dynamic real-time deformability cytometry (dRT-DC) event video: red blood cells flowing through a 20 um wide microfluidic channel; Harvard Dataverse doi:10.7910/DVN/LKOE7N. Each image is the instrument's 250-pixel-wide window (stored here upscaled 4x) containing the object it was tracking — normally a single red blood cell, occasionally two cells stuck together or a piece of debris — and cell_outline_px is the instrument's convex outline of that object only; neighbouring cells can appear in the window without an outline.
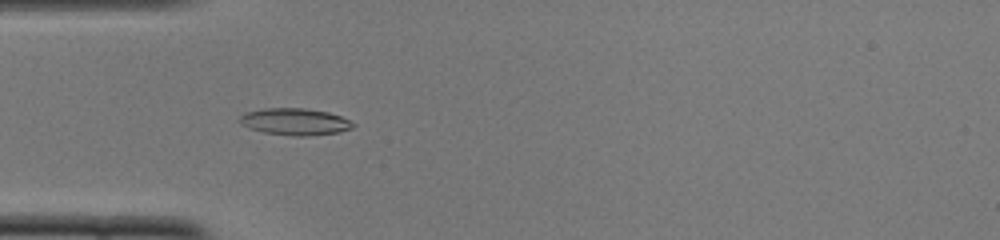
{"species": "common noctule bat (a hibernating species)", "species_latin": "Nyctalus noctula", "temperature_condition": "cold", "stored_images_in_passage": 52, "camera_frame_rate_fps": 3000, "um_per_image_px": 0.085, "animal": {"sex": "female", "body_mass_g": 22.0, "forearm_length_mm": 56.7}, "frame": {"image": 1, "passage_image": 16, "time_ms": 5.0, "image_size_px": [1000, 240], "cell_outline_px": [[356, 124], [352, 128], [340, 132], [308, 136], [296, 136], [264, 132], [248, 128], [240, 124], [236, 120], [244, 112], [264, 108], [304, 108], [328, 112], [340, 116]], "centroid_in_image_um": [25.02, 10.34], "position_along_channel_um": 60.0, "area_um2": 17.86}}
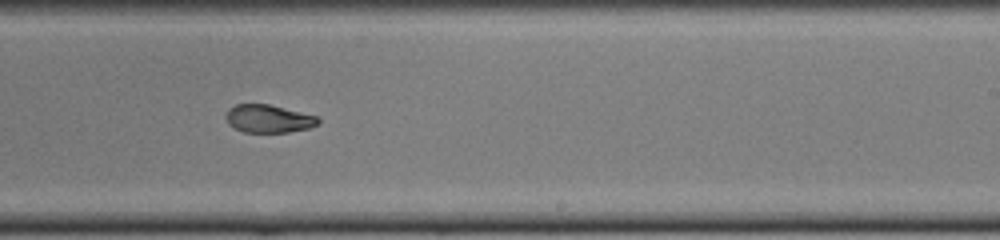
{"frame": {"image": 2, "passage_image": 32, "time_ms": 10.333, "image_size_px": [1000, 240], "cell_outline_px": [[320, 124], [308, 128], [288, 132], [244, 132], [232, 128], [228, 124], [224, 116], [228, 108], [236, 104], [268, 104], [316, 116], [320, 120]], "centroid_in_image_um": [22.77, 10.09], "position_along_channel_um": 266.2, "area_um2": 15.09}}
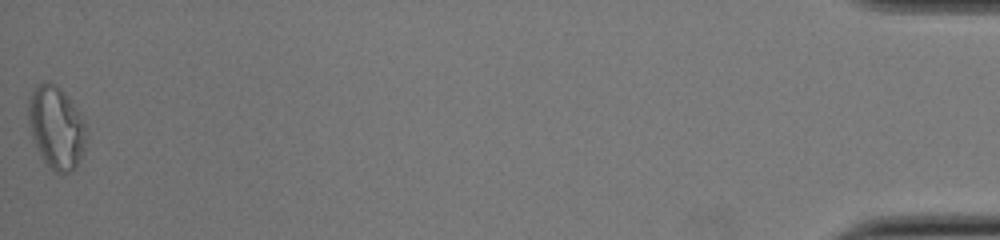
{"frame": {"image": 3, "passage_image": 52, "time_ms": 17.0, "image_size_px": [1000, 240], "cell_outline_px": [[88, 136], [84, 152], [76, 168], [68, 172], [56, 172], [44, 160], [36, 148], [32, 136], [28, 120], [28, 100], [32, 88], [44, 80], [48, 80], [60, 88], [68, 96], [84, 120]], "centroid_in_image_um": [4.79, 10.8], "position_along_channel_um": 430.4, "area_um2": 28.15}, "authors_computed_cell_mechanics": {"area_um2": 16.5886, "velocity_mm_per_s": 3.9106, "shape_relaxation_time_tau1_ms": 9.8072, "shape_relaxation_time_tau2_ms": 2.813, "deformation_change_tau1": 0.2494, "deformation_change_tau2": 0.0639}}